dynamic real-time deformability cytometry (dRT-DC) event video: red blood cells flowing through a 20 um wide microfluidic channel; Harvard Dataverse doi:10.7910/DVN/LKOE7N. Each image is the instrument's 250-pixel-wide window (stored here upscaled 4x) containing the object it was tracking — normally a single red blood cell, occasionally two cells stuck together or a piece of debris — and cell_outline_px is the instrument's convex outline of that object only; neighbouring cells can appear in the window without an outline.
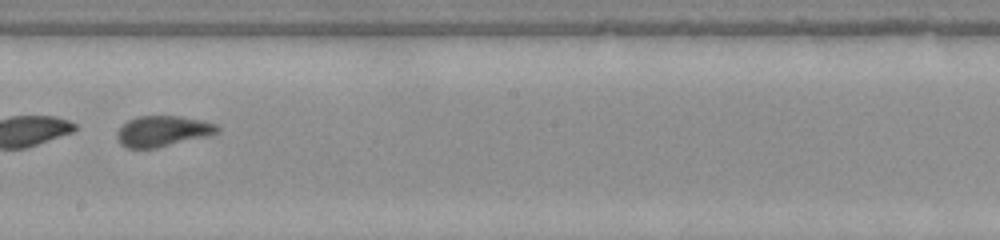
{"species": "common noctule bat (a hibernating species)", "species_latin": "Nyctalus noctula", "temperature_condition": "warm", "stored_images_in_passage": 50, "camera_frame_rate_fps": 3000, "um_per_image_px": 0.085, "animal": {"sex": "female", "body_mass_g": 22.0, "forearm_length_mm": 56.7}, "frame": {"image": 1, "passage_image": 29, "time_ms": 9.333, "image_size_px": [1000, 240], "cell_outline_px": [[220, 132], [208, 136], [156, 148], [124, 148], [120, 144], [116, 136], [116, 132], [128, 120], [140, 116], [180, 116], [200, 120], [216, 124], [220, 128]], "centroid_in_image_um": [13.83, 11.16], "position_along_channel_um": 234.4, "area_um2": 17.98}}
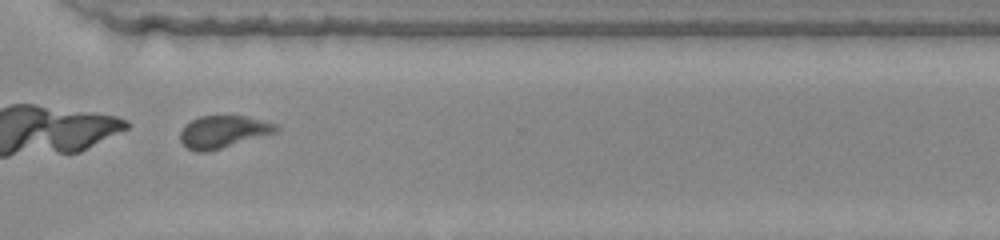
{"frame": {"image": 2, "passage_image": 38, "time_ms": 12.333, "image_size_px": [1000, 240], "cell_outline_px": [[280, 128], [276, 132], [208, 152], [196, 152], [188, 148], [180, 140], [180, 132], [184, 124], [200, 116], [244, 116], [276, 124]], "centroid_in_image_um": [18.93, 11.2], "position_along_channel_um": 351.7, "area_um2": 17.86}, "authors_computed_cell_mechanics": {"area_um2": 28.2642, "velocity_mm_per_s": 3.8885, "shape_relaxation_time_tau1_ms": 0.2997, "shape_relaxation_time_tau2_ms": 0.8218, "deformation_change_tau1": 0.3137, "deformation_change_tau2": 0.0925}}